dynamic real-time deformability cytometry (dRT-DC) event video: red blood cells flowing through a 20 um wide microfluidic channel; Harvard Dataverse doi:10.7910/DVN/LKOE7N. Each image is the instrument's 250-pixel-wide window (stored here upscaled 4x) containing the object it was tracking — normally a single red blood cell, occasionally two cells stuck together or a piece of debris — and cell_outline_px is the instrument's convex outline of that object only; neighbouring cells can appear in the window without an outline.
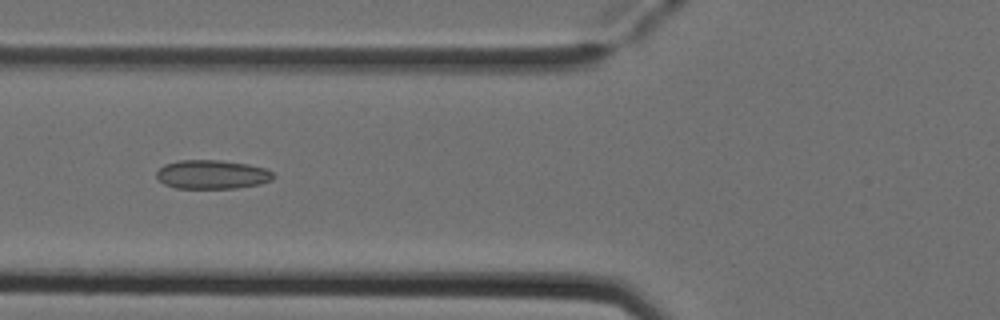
{"species": "Egyptian fruit bat (a non-hibernating species)", "species_latin": "Rousettus aegyptiacus", "temperature_condition": "cold", "stored_images_in_passage": 8, "camera_frame_rate_fps": 3000, "um_per_image_px": 0.085, "animal": {"sex": "female"}, "frame": {"image": 1, "passage_image": 6, "time_ms": 1.667, "image_size_px": [1000, 320], "cell_outline_px": [[276, 176], [272, 180], [260, 184], [236, 188], [176, 188], [164, 184], [156, 176], [156, 172], [164, 164], [180, 160], [220, 160], [248, 164], [264, 168], [272, 172]], "centroid_in_image_um": [18.03, 14.83], "position_along_channel_um": 107.8, "area_um2": 19.71}}
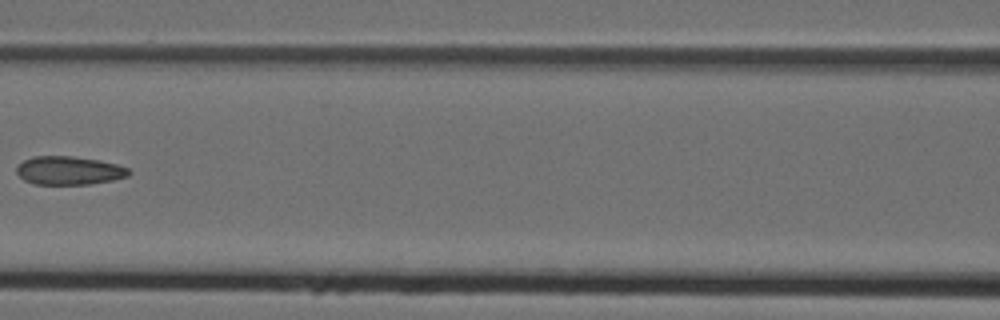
{"frame": {"image": 2, "passage_image": 7, "time_ms": 2.0, "image_size_px": [1000, 320], "cell_outline_px": [[132, 172], [128, 176], [112, 180], [88, 184], [32, 184], [24, 180], [16, 172], [16, 168], [24, 160], [32, 156], [72, 156], [100, 160], [116, 164], [128, 168]], "centroid_in_image_um": [5.86, 14.49], "position_along_channel_um": 160.7, "area_um2": 18.61}}
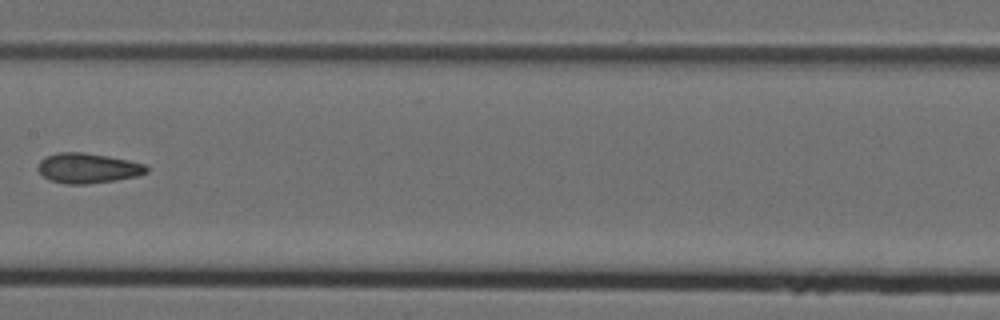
{"frame": {"image": 3, "passage_image": 8, "time_ms": 2.333, "image_size_px": [1000, 320], "cell_outline_px": [[148, 172], [136, 176], [116, 180], [88, 184], [64, 184], [52, 180], [44, 176], [36, 168], [40, 160], [48, 156], [60, 152], [84, 152], [108, 156], [128, 160], [144, 164], [148, 168]], "centroid_in_image_um": [7.46, 14.29], "position_along_channel_um": 199.9, "area_um2": 18.9}}